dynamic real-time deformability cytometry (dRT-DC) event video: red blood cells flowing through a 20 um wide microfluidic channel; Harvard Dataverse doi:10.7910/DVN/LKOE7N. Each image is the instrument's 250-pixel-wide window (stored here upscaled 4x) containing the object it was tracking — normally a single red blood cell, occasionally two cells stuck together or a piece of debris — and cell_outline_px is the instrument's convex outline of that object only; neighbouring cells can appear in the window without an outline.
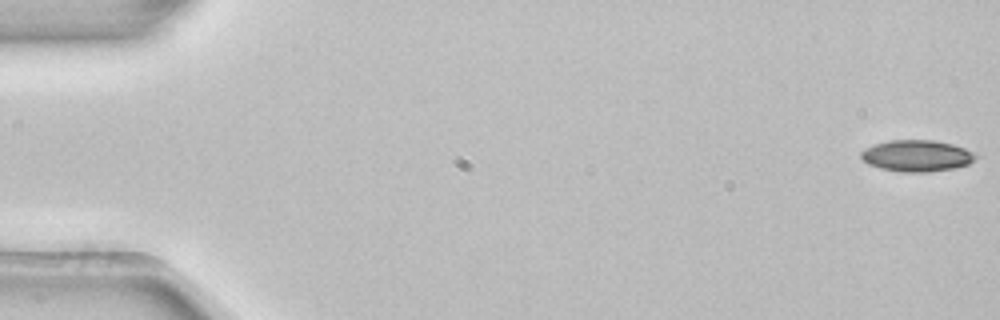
{"species": "common noctule bat (a hibernating species)", "species_latin": "Nyctalus noctula", "temperature_condition": "room temperature", "stored_images_in_passage": 4, "camera_frame_rate_fps": 3000, "um_per_image_px": 0.085, "animal": {"sex": "female", "body_mass_g": 22.7, "forearm_length_mm": 54.2}, "frame": {"image": 1, "passage_image": 1, "time_ms": 0.0, "image_size_px": [1000, 320], "cell_outline_px": [[976, 160], [968, 164], [952, 168], [928, 172], [900, 172], [880, 168], [868, 164], [860, 156], [860, 152], [872, 144], [888, 140], [932, 140], [952, 144], [964, 148], [972, 152], [976, 156]], "centroid_in_image_um": [77.89, 13.24], "position_along_channel_um": 7.1, "area_um2": 20.98}}